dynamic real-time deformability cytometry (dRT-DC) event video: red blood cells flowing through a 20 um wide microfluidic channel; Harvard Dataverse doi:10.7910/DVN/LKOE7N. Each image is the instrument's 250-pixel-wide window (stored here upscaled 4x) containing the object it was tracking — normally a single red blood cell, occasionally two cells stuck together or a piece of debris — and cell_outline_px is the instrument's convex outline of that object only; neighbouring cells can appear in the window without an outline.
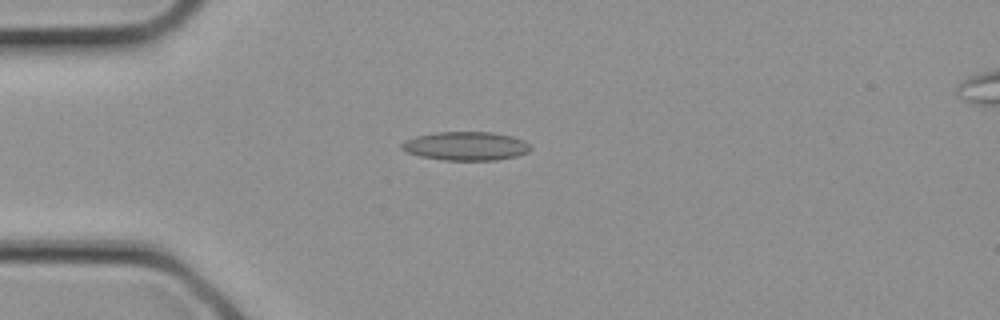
{"species": "common noctule bat (a hibernating species)", "species_latin": "Nyctalus noctula", "temperature_condition": "cold", "stored_images_in_passage": 9, "camera_frame_rate_fps": 3000, "um_per_image_px": 0.085, "animal": {"sex": "female", "body_mass_g": 21.9}, "frame": {"image": 1, "passage_image": 6, "time_ms": 1.667, "image_size_px": [1000, 320], "cell_outline_px": [[532, 148], [528, 152], [516, 156], [496, 160], [444, 160], [420, 156], [408, 152], [400, 148], [400, 144], [404, 140], [416, 136], [436, 132], [492, 132], [512, 136], [524, 140]], "centroid_in_image_um": [39.59, 12.41], "position_along_channel_um": 45.4, "area_um2": 21.56}}
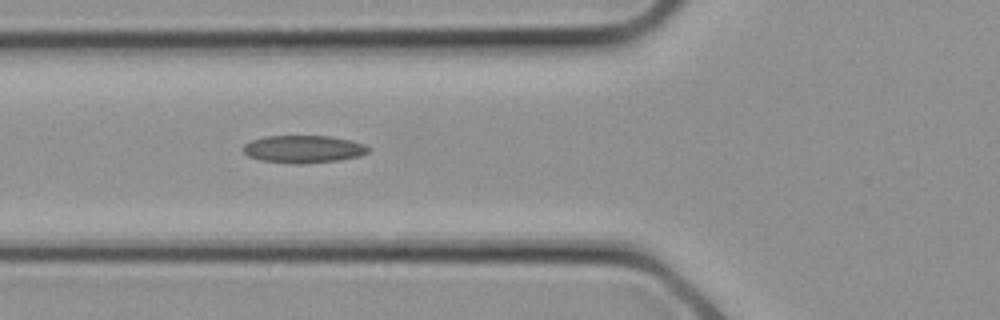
{"frame": {"image": 2, "passage_image": 9, "time_ms": 2.667, "image_size_px": [1000, 320], "cell_outline_px": [[368, 152], [360, 156], [340, 160], [300, 164], [292, 164], [260, 160], [248, 156], [244, 152], [244, 144], [248, 140], [264, 136], [332, 136], [352, 140], [364, 144], [368, 148]], "centroid_in_image_um": [25.77, 12.67], "position_along_channel_um": 100.0, "area_um2": 20.29}}